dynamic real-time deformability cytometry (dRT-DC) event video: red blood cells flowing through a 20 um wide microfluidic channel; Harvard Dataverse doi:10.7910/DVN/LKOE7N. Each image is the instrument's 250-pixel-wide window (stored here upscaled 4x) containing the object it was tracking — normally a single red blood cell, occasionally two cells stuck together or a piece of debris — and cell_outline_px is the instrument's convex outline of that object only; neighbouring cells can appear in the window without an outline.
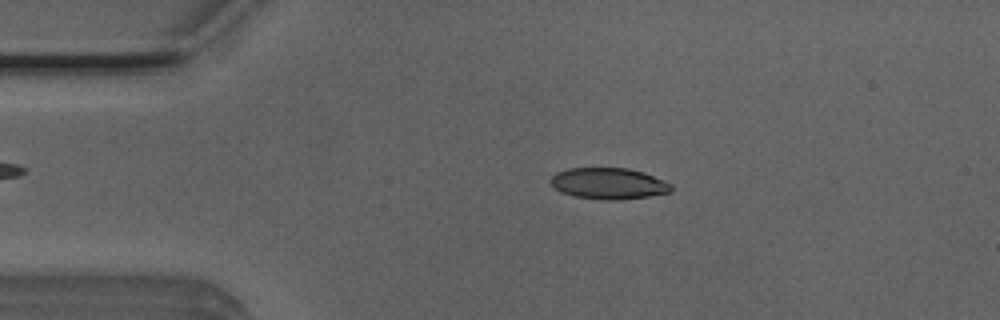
{"species": "Egyptian fruit bat (a non-hibernating species)", "species_latin": "Rousettus aegyptiacus", "temperature_condition": "room temperature", "stored_images_in_passage": 50, "camera_frame_rate_fps": 3000, "um_per_image_px": 0.085, "animal": {"sex": "male"}, "frame": {"image": 1, "passage_image": 9, "time_ms": 2.667, "image_size_px": [1000, 320], "cell_outline_px": [[672, 192], [648, 196], [620, 200], [604, 200], [572, 196], [560, 192], [548, 180], [556, 172], [568, 168], [628, 168], [644, 172], [664, 180], [672, 184]], "centroid_in_image_um": [51.73, 15.6], "position_along_channel_um": 33.3, "area_um2": 22.2}}
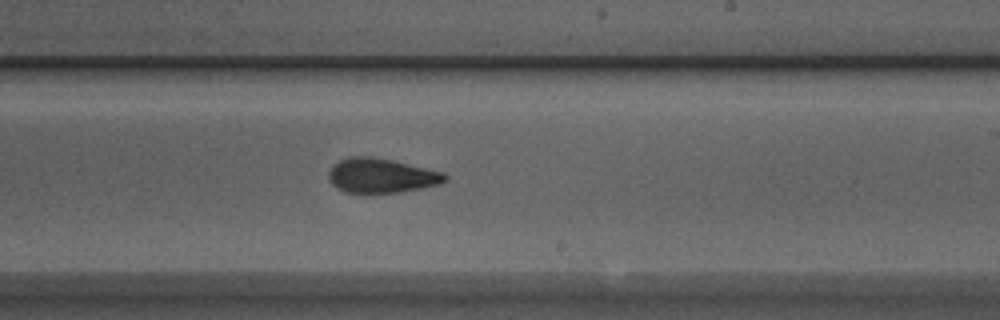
{"frame": {"image": 2, "passage_image": 29, "time_ms": 9.333, "image_size_px": [1000, 320], "cell_outline_px": [[448, 180], [440, 184], [400, 192], [344, 192], [336, 188], [328, 180], [328, 172], [340, 160], [348, 156], [372, 156], [392, 160], [444, 172], [448, 176]], "centroid_in_image_um": [32.42, 14.92], "position_along_channel_um": 256.6, "area_um2": 23.35}}
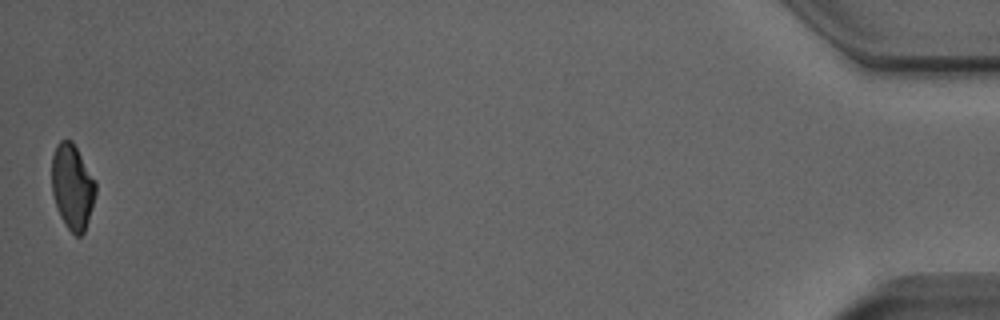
{"frame": {"image": 3, "passage_image": 50, "time_ms": 16.333, "image_size_px": [1000, 320], "cell_outline_px": [[96, 192], [92, 208], [84, 232], [80, 236], [76, 236], [64, 224], [60, 216], [52, 192], [52, 156], [56, 144], [60, 140], [72, 140], [96, 180]], "centroid_in_image_um": [6.16, 15.85], "position_along_channel_um": 429.0, "area_um2": 21.85}, "authors_computed_cell_mechanics": {"area_um2": 23.0622, "velocity_mm_per_s": 3.9272, "shape_relaxation_time_tau1_ms": 5.4789, "shape_relaxation_time_tau2_ms": 1.8766, "deformation_change_tau1": 0.175, "deformation_change_tau2": 0.0884}}